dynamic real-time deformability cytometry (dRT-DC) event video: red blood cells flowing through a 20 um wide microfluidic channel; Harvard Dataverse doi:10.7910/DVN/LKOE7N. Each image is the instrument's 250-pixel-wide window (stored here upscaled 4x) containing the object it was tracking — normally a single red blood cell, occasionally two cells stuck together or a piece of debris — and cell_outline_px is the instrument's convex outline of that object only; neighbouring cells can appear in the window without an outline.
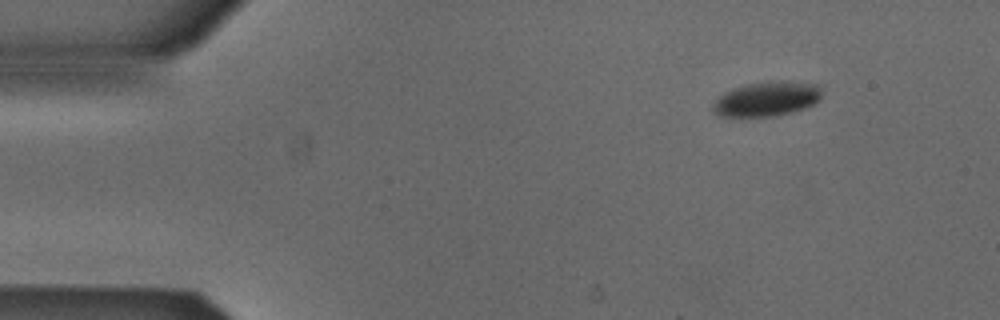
{"species": "Egyptian fruit bat (a non-hibernating species)", "species_latin": "Rousettus aegyptiacus", "temperature_condition": "cold", "stored_images_in_passage": 3, "camera_frame_rate_fps": 3000, "um_per_image_px": 0.085, "animal": {"sex": "male"}, "frame": {"image": 1, "passage_image": 1, "time_ms": 0.0, "image_size_px": [1000, 320], "cell_outline_px": [[820, 100], [816, 104], [792, 112], [772, 116], [716, 116], [712, 112], [712, 104], [724, 92], [744, 84], [772, 80], [776, 80], [820, 84]], "centroid_in_image_um": [65.17, 8.4], "position_along_channel_um": 19.8, "area_um2": 22.2}}
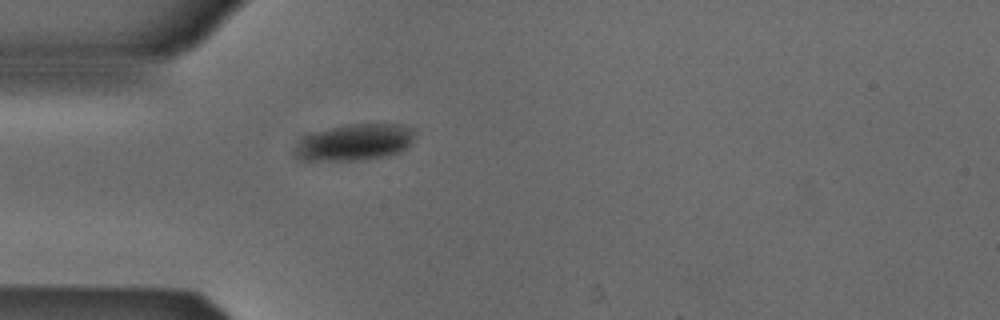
{"frame": {"image": 2, "passage_image": 3, "time_ms": 0.667, "image_size_px": [1000, 320], "cell_outline_px": [[416, 136], [412, 144], [408, 148], [400, 152], [388, 156], [364, 160], [304, 160], [296, 152], [296, 148], [300, 140], [304, 136], [328, 128], [348, 124], [400, 124], [412, 128], [416, 132]], "centroid_in_image_um": [30.27, 12.09], "position_along_channel_um": 54.7, "area_um2": 25.55}}